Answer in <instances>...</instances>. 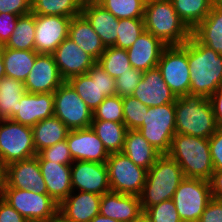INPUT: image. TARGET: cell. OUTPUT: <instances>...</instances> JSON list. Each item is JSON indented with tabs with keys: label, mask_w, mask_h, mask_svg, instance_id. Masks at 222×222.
<instances>
[{
	"label": "cell",
	"mask_w": 222,
	"mask_h": 222,
	"mask_svg": "<svg viewBox=\"0 0 222 222\" xmlns=\"http://www.w3.org/2000/svg\"><path fill=\"white\" fill-rule=\"evenodd\" d=\"M187 59L190 94L209 98L222 86V55L191 35L187 40Z\"/></svg>",
	"instance_id": "6da1fadb"
},
{
	"label": "cell",
	"mask_w": 222,
	"mask_h": 222,
	"mask_svg": "<svg viewBox=\"0 0 222 222\" xmlns=\"http://www.w3.org/2000/svg\"><path fill=\"white\" fill-rule=\"evenodd\" d=\"M176 133L209 139L218 129L208 97L186 94L175 101Z\"/></svg>",
	"instance_id": "7a4b0ae2"
},
{
	"label": "cell",
	"mask_w": 222,
	"mask_h": 222,
	"mask_svg": "<svg viewBox=\"0 0 222 222\" xmlns=\"http://www.w3.org/2000/svg\"><path fill=\"white\" fill-rule=\"evenodd\" d=\"M167 154L179 164L185 178L209 181L214 172L207 138L176 133Z\"/></svg>",
	"instance_id": "3957f363"
},
{
	"label": "cell",
	"mask_w": 222,
	"mask_h": 222,
	"mask_svg": "<svg viewBox=\"0 0 222 222\" xmlns=\"http://www.w3.org/2000/svg\"><path fill=\"white\" fill-rule=\"evenodd\" d=\"M184 178L179 164L168 154H161L147 171L145 185L139 196L142 211L171 200Z\"/></svg>",
	"instance_id": "277c9868"
},
{
	"label": "cell",
	"mask_w": 222,
	"mask_h": 222,
	"mask_svg": "<svg viewBox=\"0 0 222 222\" xmlns=\"http://www.w3.org/2000/svg\"><path fill=\"white\" fill-rule=\"evenodd\" d=\"M143 20L145 31L159 38L166 46L182 45L192 35L171 0L146 1Z\"/></svg>",
	"instance_id": "5b68a950"
},
{
	"label": "cell",
	"mask_w": 222,
	"mask_h": 222,
	"mask_svg": "<svg viewBox=\"0 0 222 222\" xmlns=\"http://www.w3.org/2000/svg\"><path fill=\"white\" fill-rule=\"evenodd\" d=\"M32 128L11 119H0V160L8 164L36 156Z\"/></svg>",
	"instance_id": "8992f818"
},
{
	"label": "cell",
	"mask_w": 222,
	"mask_h": 222,
	"mask_svg": "<svg viewBox=\"0 0 222 222\" xmlns=\"http://www.w3.org/2000/svg\"><path fill=\"white\" fill-rule=\"evenodd\" d=\"M138 130L161 154H167L176 134L175 103L149 107Z\"/></svg>",
	"instance_id": "52a82bcc"
},
{
	"label": "cell",
	"mask_w": 222,
	"mask_h": 222,
	"mask_svg": "<svg viewBox=\"0 0 222 222\" xmlns=\"http://www.w3.org/2000/svg\"><path fill=\"white\" fill-rule=\"evenodd\" d=\"M111 191L140 196L147 170L137 166L122 152L110 153L106 162Z\"/></svg>",
	"instance_id": "ba28073f"
},
{
	"label": "cell",
	"mask_w": 222,
	"mask_h": 222,
	"mask_svg": "<svg viewBox=\"0 0 222 222\" xmlns=\"http://www.w3.org/2000/svg\"><path fill=\"white\" fill-rule=\"evenodd\" d=\"M211 199L209 181L194 178H184L172 198L182 222H198Z\"/></svg>",
	"instance_id": "9c48e42d"
},
{
	"label": "cell",
	"mask_w": 222,
	"mask_h": 222,
	"mask_svg": "<svg viewBox=\"0 0 222 222\" xmlns=\"http://www.w3.org/2000/svg\"><path fill=\"white\" fill-rule=\"evenodd\" d=\"M93 112L108 96L116 95V79L96 62L86 74L67 81Z\"/></svg>",
	"instance_id": "30bf717a"
},
{
	"label": "cell",
	"mask_w": 222,
	"mask_h": 222,
	"mask_svg": "<svg viewBox=\"0 0 222 222\" xmlns=\"http://www.w3.org/2000/svg\"><path fill=\"white\" fill-rule=\"evenodd\" d=\"M157 68L176 97L190 94L187 41L182 45L166 46L161 53Z\"/></svg>",
	"instance_id": "8fae6325"
},
{
	"label": "cell",
	"mask_w": 222,
	"mask_h": 222,
	"mask_svg": "<svg viewBox=\"0 0 222 222\" xmlns=\"http://www.w3.org/2000/svg\"><path fill=\"white\" fill-rule=\"evenodd\" d=\"M1 198L26 220L59 217V205L48 194H39L28 189L4 188Z\"/></svg>",
	"instance_id": "7c38bea8"
},
{
	"label": "cell",
	"mask_w": 222,
	"mask_h": 222,
	"mask_svg": "<svg viewBox=\"0 0 222 222\" xmlns=\"http://www.w3.org/2000/svg\"><path fill=\"white\" fill-rule=\"evenodd\" d=\"M53 96L54 116L70 130L90 127L93 113L67 81L59 86Z\"/></svg>",
	"instance_id": "4fadbf2b"
},
{
	"label": "cell",
	"mask_w": 222,
	"mask_h": 222,
	"mask_svg": "<svg viewBox=\"0 0 222 222\" xmlns=\"http://www.w3.org/2000/svg\"><path fill=\"white\" fill-rule=\"evenodd\" d=\"M35 51L52 54L68 37L71 18L55 15H35Z\"/></svg>",
	"instance_id": "5bb4252c"
},
{
	"label": "cell",
	"mask_w": 222,
	"mask_h": 222,
	"mask_svg": "<svg viewBox=\"0 0 222 222\" xmlns=\"http://www.w3.org/2000/svg\"><path fill=\"white\" fill-rule=\"evenodd\" d=\"M72 191L103 195L111 191L106 163L74 161L71 164Z\"/></svg>",
	"instance_id": "9a60e30c"
},
{
	"label": "cell",
	"mask_w": 222,
	"mask_h": 222,
	"mask_svg": "<svg viewBox=\"0 0 222 222\" xmlns=\"http://www.w3.org/2000/svg\"><path fill=\"white\" fill-rule=\"evenodd\" d=\"M4 188L28 189L39 194H48L37 155L8 164L5 167Z\"/></svg>",
	"instance_id": "2e32d148"
},
{
	"label": "cell",
	"mask_w": 222,
	"mask_h": 222,
	"mask_svg": "<svg viewBox=\"0 0 222 222\" xmlns=\"http://www.w3.org/2000/svg\"><path fill=\"white\" fill-rule=\"evenodd\" d=\"M66 141L74 161L106 163L110 156L91 127L70 130Z\"/></svg>",
	"instance_id": "e0dca14e"
},
{
	"label": "cell",
	"mask_w": 222,
	"mask_h": 222,
	"mask_svg": "<svg viewBox=\"0 0 222 222\" xmlns=\"http://www.w3.org/2000/svg\"><path fill=\"white\" fill-rule=\"evenodd\" d=\"M64 82L52 54H38L24 81L26 92L54 93Z\"/></svg>",
	"instance_id": "ac0fdd59"
},
{
	"label": "cell",
	"mask_w": 222,
	"mask_h": 222,
	"mask_svg": "<svg viewBox=\"0 0 222 222\" xmlns=\"http://www.w3.org/2000/svg\"><path fill=\"white\" fill-rule=\"evenodd\" d=\"M64 81L86 74L97 62L68 37L52 53Z\"/></svg>",
	"instance_id": "d6986e66"
},
{
	"label": "cell",
	"mask_w": 222,
	"mask_h": 222,
	"mask_svg": "<svg viewBox=\"0 0 222 222\" xmlns=\"http://www.w3.org/2000/svg\"><path fill=\"white\" fill-rule=\"evenodd\" d=\"M102 195L84 191H72L58 207L63 222H90L99 214Z\"/></svg>",
	"instance_id": "ffe728a7"
},
{
	"label": "cell",
	"mask_w": 222,
	"mask_h": 222,
	"mask_svg": "<svg viewBox=\"0 0 222 222\" xmlns=\"http://www.w3.org/2000/svg\"><path fill=\"white\" fill-rule=\"evenodd\" d=\"M132 97L148 107L175 103L177 99L157 67L143 72V77L133 91Z\"/></svg>",
	"instance_id": "44dd1931"
},
{
	"label": "cell",
	"mask_w": 222,
	"mask_h": 222,
	"mask_svg": "<svg viewBox=\"0 0 222 222\" xmlns=\"http://www.w3.org/2000/svg\"><path fill=\"white\" fill-rule=\"evenodd\" d=\"M54 115L53 93H29L26 92L17 105V113L12 121L27 126H34L39 121Z\"/></svg>",
	"instance_id": "7402d4cb"
},
{
	"label": "cell",
	"mask_w": 222,
	"mask_h": 222,
	"mask_svg": "<svg viewBox=\"0 0 222 222\" xmlns=\"http://www.w3.org/2000/svg\"><path fill=\"white\" fill-rule=\"evenodd\" d=\"M143 213L140 197L106 192L100 200L99 214L120 222H134Z\"/></svg>",
	"instance_id": "603a6c76"
},
{
	"label": "cell",
	"mask_w": 222,
	"mask_h": 222,
	"mask_svg": "<svg viewBox=\"0 0 222 222\" xmlns=\"http://www.w3.org/2000/svg\"><path fill=\"white\" fill-rule=\"evenodd\" d=\"M82 14L92 25L93 30L105 47L114 46L118 37L119 19L97 1H84Z\"/></svg>",
	"instance_id": "cb8c5ba5"
},
{
	"label": "cell",
	"mask_w": 222,
	"mask_h": 222,
	"mask_svg": "<svg viewBox=\"0 0 222 222\" xmlns=\"http://www.w3.org/2000/svg\"><path fill=\"white\" fill-rule=\"evenodd\" d=\"M165 47L166 45L159 38L145 31L127 49L131 66L142 72L156 68Z\"/></svg>",
	"instance_id": "d4e9b609"
},
{
	"label": "cell",
	"mask_w": 222,
	"mask_h": 222,
	"mask_svg": "<svg viewBox=\"0 0 222 222\" xmlns=\"http://www.w3.org/2000/svg\"><path fill=\"white\" fill-rule=\"evenodd\" d=\"M48 195L60 205L72 192L71 164L38 160Z\"/></svg>",
	"instance_id": "484cf974"
},
{
	"label": "cell",
	"mask_w": 222,
	"mask_h": 222,
	"mask_svg": "<svg viewBox=\"0 0 222 222\" xmlns=\"http://www.w3.org/2000/svg\"><path fill=\"white\" fill-rule=\"evenodd\" d=\"M68 38L96 61L106 49L90 22L82 13L71 18Z\"/></svg>",
	"instance_id": "4316f807"
},
{
	"label": "cell",
	"mask_w": 222,
	"mask_h": 222,
	"mask_svg": "<svg viewBox=\"0 0 222 222\" xmlns=\"http://www.w3.org/2000/svg\"><path fill=\"white\" fill-rule=\"evenodd\" d=\"M122 153L137 166L147 171L156 162L161 153L154 148L139 130H127Z\"/></svg>",
	"instance_id": "83f0119b"
},
{
	"label": "cell",
	"mask_w": 222,
	"mask_h": 222,
	"mask_svg": "<svg viewBox=\"0 0 222 222\" xmlns=\"http://www.w3.org/2000/svg\"><path fill=\"white\" fill-rule=\"evenodd\" d=\"M192 35L200 43L222 55V5L212 6L205 19L192 30Z\"/></svg>",
	"instance_id": "f1b7e54d"
},
{
	"label": "cell",
	"mask_w": 222,
	"mask_h": 222,
	"mask_svg": "<svg viewBox=\"0 0 222 222\" xmlns=\"http://www.w3.org/2000/svg\"><path fill=\"white\" fill-rule=\"evenodd\" d=\"M33 142L38 154L41 150L66 140L70 129L56 116L39 121L32 126Z\"/></svg>",
	"instance_id": "f546056e"
},
{
	"label": "cell",
	"mask_w": 222,
	"mask_h": 222,
	"mask_svg": "<svg viewBox=\"0 0 222 222\" xmlns=\"http://www.w3.org/2000/svg\"><path fill=\"white\" fill-rule=\"evenodd\" d=\"M36 51L16 50L2 46L5 76L24 82L34 65Z\"/></svg>",
	"instance_id": "4dcf8cb0"
},
{
	"label": "cell",
	"mask_w": 222,
	"mask_h": 222,
	"mask_svg": "<svg viewBox=\"0 0 222 222\" xmlns=\"http://www.w3.org/2000/svg\"><path fill=\"white\" fill-rule=\"evenodd\" d=\"M109 153L122 152L127 127L114 121L92 120L90 125Z\"/></svg>",
	"instance_id": "1f68e13d"
},
{
	"label": "cell",
	"mask_w": 222,
	"mask_h": 222,
	"mask_svg": "<svg viewBox=\"0 0 222 222\" xmlns=\"http://www.w3.org/2000/svg\"><path fill=\"white\" fill-rule=\"evenodd\" d=\"M25 93L24 82L6 76L0 79V119H11L17 113Z\"/></svg>",
	"instance_id": "d6a6232c"
},
{
	"label": "cell",
	"mask_w": 222,
	"mask_h": 222,
	"mask_svg": "<svg viewBox=\"0 0 222 222\" xmlns=\"http://www.w3.org/2000/svg\"><path fill=\"white\" fill-rule=\"evenodd\" d=\"M176 13L192 31L212 9L210 0H171Z\"/></svg>",
	"instance_id": "836d02e7"
},
{
	"label": "cell",
	"mask_w": 222,
	"mask_h": 222,
	"mask_svg": "<svg viewBox=\"0 0 222 222\" xmlns=\"http://www.w3.org/2000/svg\"><path fill=\"white\" fill-rule=\"evenodd\" d=\"M4 47L35 51V19L32 12L18 17L15 30Z\"/></svg>",
	"instance_id": "e575fe53"
},
{
	"label": "cell",
	"mask_w": 222,
	"mask_h": 222,
	"mask_svg": "<svg viewBox=\"0 0 222 222\" xmlns=\"http://www.w3.org/2000/svg\"><path fill=\"white\" fill-rule=\"evenodd\" d=\"M84 0H31L35 15H55L73 18L82 13Z\"/></svg>",
	"instance_id": "d590c367"
},
{
	"label": "cell",
	"mask_w": 222,
	"mask_h": 222,
	"mask_svg": "<svg viewBox=\"0 0 222 222\" xmlns=\"http://www.w3.org/2000/svg\"><path fill=\"white\" fill-rule=\"evenodd\" d=\"M97 63L114 79L132 68L127 50L114 46L106 47Z\"/></svg>",
	"instance_id": "8d00e7d4"
},
{
	"label": "cell",
	"mask_w": 222,
	"mask_h": 222,
	"mask_svg": "<svg viewBox=\"0 0 222 222\" xmlns=\"http://www.w3.org/2000/svg\"><path fill=\"white\" fill-rule=\"evenodd\" d=\"M118 19L143 18L146 0H96Z\"/></svg>",
	"instance_id": "74e56055"
},
{
	"label": "cell",
	"mask_w": 222,
	"mask_h": 222,
	"mask_svg": "<svg viewBox=\"0 0 222 222\" xmlns=\"http://www.w3.org/2000/svg\"><path fill=\"white\" fill-rule=\"evenodd\" d=\"M118 37L114 47L129 49L133 43L145 32L143 18L119 19Z\"/></svg>",
	"instance_id": "f35d334b"
},
{
	"label": "cell",
	"mask_w": 222,
	"mask_h": 222,
	"mask_svg": "<svg viewBox=\"0 0 222 222\" xmlns=\"http://www.w3.org/2000/svg\"><path fill=\"white\" fill-rule=\"evenodd\" d=\"M122 102L123 123L128 130H138L143 124L149 107L132 96L122 97Z\"/></svg>",
	"instance_id": "ab89813d"
},
{
	"label": "cell",
	"mask_w": 222,
	"mask_h": 222,
	"mask_svg": "<svg viewBox=\"0 0 222 222\" xmlns=\"http://www.w3.org/2000/svg\"><path fill=\"white\" fill-rule=\"evenodd\" d=\"M92 113V120H108L123 123L124 115L122 97L118 95L106 97Z\"/></svg>",
	"instance_id": "60d3db41"
},
{
	"label": "cell",
	"mask_w": 222,
	"mask_h": 222,
	"mask_svg": "<svg viewBox=\"0 0 222 222\" xmlns=\"http://www.w3.org/2000/svg\"><path fill=\"white\" fill-rule=\"evenodd\" d=\"M143 213L150 222H182L172 199L149 207Z\"/></svg>",
	"instance_id": "b9f144b4"
},
{
	"label": "cell",
	"mask_w": 222,
	"mask_h": 222,
	"mask_svg": "<svg viewBox=\"0 0 222 222\" xmlns=\"http://www.w3.org/2000/svg\"><path fill=\"white\" fill-rule=\"evenodd\" d=\"M37 157L38 160H49L60 164H72L74 162L66 140L41 150Z\"/></svg>",
	"instance_id": "7bdbcfd3"
},
{
	"label": "cell",
	"mask_w": 222,
	"mask_h": 222,
	"mask_svg": "<svg viewBox=\"0 0 222 222\" xmlns=\"http://www.w3.org/2000/svg\"><path fill=\"white\" fill-rule=\"evenodd\" d=\"M143 77V72L136 68L127 69V72L121 74L116 79V95L120 97L132 96L139 81Z\"/></svg>",
	"instance_id": "ee69618b"
},
{
	"label": "cell",
	"mask_w": 222,
	"mask_h": 222,
	"mask_svg": "<svg viewBox=\"0 0 222 222\" xmlns=\"http://www.w3.org/2000/svg\"><path fill=\"white\" fill-rule=\"evenodd\" d=\"M0 13L22 16L31 13V0H0Z\"/></svg>",
	"instance_id": "f6af8a7d"
},
{
	"label": "cell",
	"mask_w": 222,
	"mask_h": 222,
	"mask_svg": "<svg viewBox=\"0 0 222 222\" xmlns=\"http://www.w3.org/2000/svg\"><path fill=\"white\" fill-rule=\"evenodd\" d=\"M209 147L214 170H222V129L209 138Z\"/></svg>",
	"instance_id": "bcb514c9"
},
{
	"label": "cell",
	"mask_w": 222,
	"mask_h": 222,
	"mask_svg": "<svg viewBox=\"0 0 222 222\" xmlns=\"http://www.w3.org/2000/svg\"><path fill=\"white\" fill-rule=\"evenodd\" d=\"M17 15L10 13H0V45L4 46L15 30Z\"/></svg>",
	"instance_id": "7dc6e473"
},
{
	"label": "cell",
	"mask_w": 222,
	"mask_h": 222,
	"mask_svg": "<svg viewBox=\"0 0 222 222\" xmlns=\"http://www.w3.org/2000/svg\"><path fill=\"white\" fill-rule=\"evenodd\" d=\"M198 222H222V200L212 198Z\"/></svg>",
	"instance_id": "c3c4849f"
},
{
	"label": "cell",
	"mask_w": 222,
	"mask_h": 222,
	"mask_svg": "<svg viewBox=\"0 0 222 222\" xmlns=\"http://www.w3.org/2000/svg\"><path fill=\"white\" fill-rule=\"evenodd\" d=\"M24 218L15 208L0 198V222H25Z\"/></svg>",
	"instance_id": "681fc988"
},
{
	"label": "cell",
	"mask_w": 222,
	"mask_h": 222,
	"mask_svg": "<svg viewBox=\"0 0 222 222\" xmlns=\"http://www.w3.org/2000/svg\"><path fill=\"white\" fill-rule=\"evenodd\" d=\"M216 118L217 127L222 129V86L209 97Z\"/></svg>",
	"instance_id": "f907efd6"
},
{
	"label": "cell",
	"mask_w": 222,
	"mask_h": 222,
	"mask_svg": "<svg viewBox=\"0 0 222 222\" xmlns=\"http://www.w3.org/2000/svg\"><path fill=\"white\" fill-rule=\"evenodd\" d=\"M209 183L212 198L222 200V170H214Z\"/></svg>",
	"instance_id": "816d5d0a"
},
{
	"label": "cell",
	"mask_w": 222,
	"mask_h": 222,
	"mask_svg": "<svg viewBox=\"0 0 222 222\" xmlns=\"http://www.w3.org/2000/svg\"><path fill=\"white\" fill-rule=\"evenodd\" d=\"M5 186V166L0 160V198L2 197V192Z\"/></svg>",
	"instance_id": "f5cc1de1"
},
{
	"label": "cell",
	"mask_w": 222,
	"mask_h": 222,
	"mask_svg": "<svg viewBox=\"0 0 222 222\" xmlns=\"http://www.w3.org/2000/svg\"><path fill=\"white\" fill-rule=\"evenodd\" d=\"M90 222H120V221L98 214Z\"/></svg>",
	"instance_id": "db71d44e"
},
{
	"label": "cell",
	"mask_w": 222,
	"mask_h": 222,
	"mask_svg": "<svg viewBox=\"0 0 222 222\" xmlns=\"http://www.w3.org/2000/svg\"><path fill=\"white\" fill-rule=\"evenodd\" d=\"M5 77V67L2 59V46L0 45V79Z\"/></svg>",
	"instance_id": "11a10c76"
},
{
	"label": "cell",
	"mask_w": 222,
	"mask_h": 222,
	"mask_svg": "<svg viewBox=\"0 0 222 222\" xmlns=\"http://www.w3.org/2000/svg\"><path fill=\"white\" fill-rule=\"evenodd\" d=\"M25 222H56V218H49V219H31V220H26Z\"/></svg>",
	"instance_id": "9f6ffc18"
},
{
	"label": "cell",
	"mask_w": 222,
	"mask_h": 222,
	"mask_svg": "<svg viewBox=\"0 0 222 222\" xmlns=\"http://www.w3.org/2000/svg\"><path fill=\"white\" fill-rule=\"evenodd\" d=\"M134 222H150V220L142 213Z\"/></svg>",
	"instance_id": "6f0895ef"
},
{
	"label": "cell",
	"mask_w": 222,
	"mask_h": 222,
	"mask_svg": "<svg viewBox=\"0 0 222 222\" xmlns=\"http://www.w3.org/2000/svg\"><path fill=\"white\" fill-rule=\"evenodd\" d=\"M213 6L222 5V0H210Z\"/></svg>",
	"instance_id": "680465c9"
},
{
	"label": "cell",
	"mask_w": 222,
	"mask_h": 222,
	"mask_svg": "<svg viewBox=\"0 0 222 222\" xmlns=\"http://www.w3.org/2000/svg\"><path fill=\"white\" fill-rule=\"evenodd\" d=\"M56 222H63L59 217L56 218Z\"/></svg>",
	"instance_id": "91938a15"
}]
</instances>
